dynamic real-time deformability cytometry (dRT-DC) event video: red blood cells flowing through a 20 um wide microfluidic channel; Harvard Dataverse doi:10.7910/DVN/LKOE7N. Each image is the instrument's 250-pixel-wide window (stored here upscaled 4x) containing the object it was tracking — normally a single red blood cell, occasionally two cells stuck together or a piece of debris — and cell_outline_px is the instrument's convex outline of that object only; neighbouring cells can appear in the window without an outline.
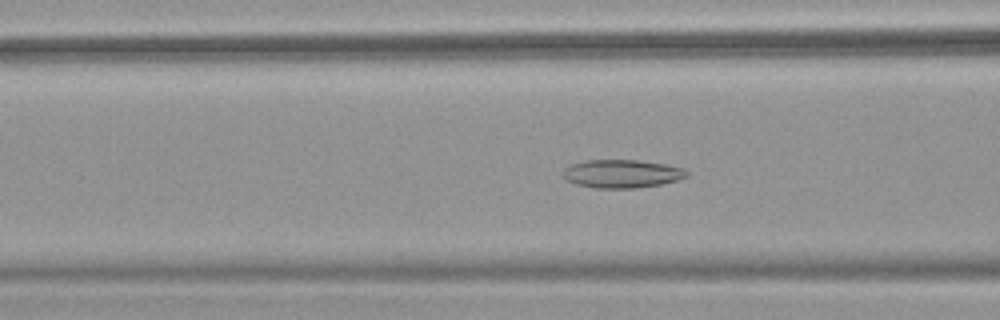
{"species": "common noctule bat (a hibernating species)", "species_latin": "Nyctalus noctula", "temperature_condition": "warm", "stored_images_in_passage": 42, "camera_frame_rate_fps": 3000, "um_per_image_px": 0.085, "animal": {"sex": "female", "body_mass_g": 18.4}, "frame": {"image": 1, "passage_image": 11, "time_ms": 3.333, "image_size_px": [1000, 320], "cell_outline_px": [[688, 176], [676, 180], [660, 184], [636, 188], [596, 188], [576, 184], [568, 180], [564, 176], [564, 168], [572, 164], [584, 160], [636, 160], [664, 164], [680, 168], [688, 172]], "centroid_in_image_um": [52.84, 14.77], "position_along_channel_um": 113.8, "area_um2": 20.06}}
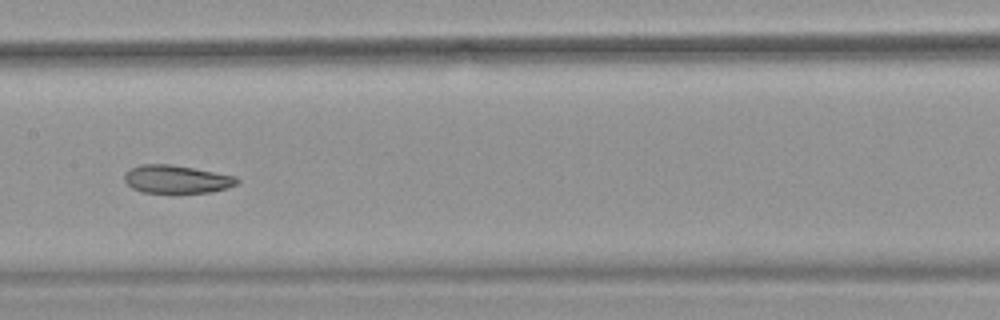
{"frame": {"image": 2, "passage_image": 17, "time_ms": 5.333, "image_size_px": [1000, 320], "cell_outline_px": [[240, 180], [236, 184], [228, 188], [212, 192], [140, 192], [132, 188], [124, 180], [124, 172], [128, 168], [140, 164], [172, 164], [236, 176]], "centroid_in_image_um": [14.98, 15.22], "position_along_channel_um": 192.4, "area_um2": 18.5}}
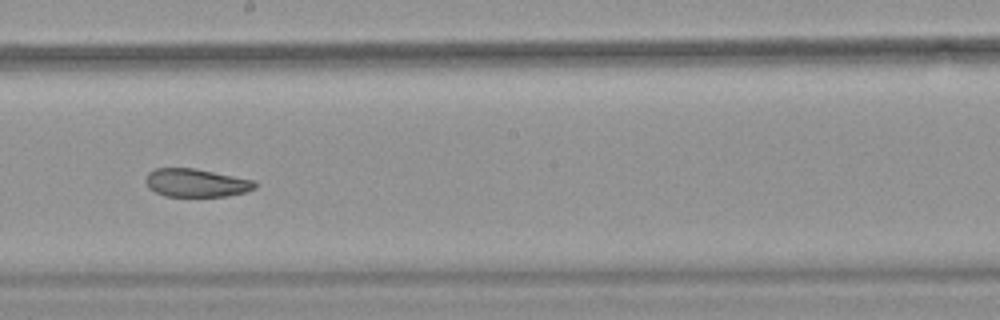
{"frame": {"image": 3, "passage_image": 20, "time_ms": 6.333, "image_size_px": [1000, 320], "cell_outline_px": [[256, 188], [244, 192], [228, 196], [164, 196], [148, 188], [144, 180], [148, 172], [156, 168], [192, 168], [252, 180], [256, 184]], "centroid_in_image_um": [16.61, 15.55], "position_along_channel_um": 231.6, "area_um2": 17.74}, "authors_computed_cell_mechanics": {"area_um2": 20.8658, "velocity_mm_per_s": 3.9425, "shape_relaxation_time_tau1_ms": null, "shape_relaxation_time_tau2_ms": 3.9132, "deformation_change_tau1": null, "deformation_change_tau2": 0.102}}